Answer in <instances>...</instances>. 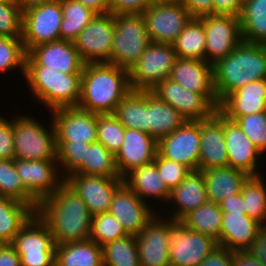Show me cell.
<instances>
[{"label":"cell","instance_id":"cell-12","mask_svg":"<svg viewBox=\"0 0 266 266\" xmlns=\"http://www.w3.org/2000/svg\"><path fill=\"white\" fill-rule=\"evenodd\" d=\"M114 14H97L73 41L84 63H103L111 59Z\"/></svg>","mask_w":266,"mask_h":266},{"label":"cell","instance_id":"cell-40","mask_svg":"<svg viewBox=\"0 0 266 266\" xmlns=\"http://www.w3.org/2000/svg\"><path fill=\"white\" fill-rule=\"evenodd\" d=\"M75 173L120 177L115 163V155L98 141L89 145L83 165Z\"/></svg>","mask_w":266,"mask_h":266},{"label":"cell","instance_id":"cell-26","mask_svg":"<svg viewBox=\"0 0 266 266\" xmlns=\"http://www.w3.org/2000/svg\"><path fill=\"white\" fill-rule=\"evenodd\" d=\"M266 79L249 82L228 94L220 103L218 111L228 119L266 112Z\"/></svg>","mask_w":266,"mask_h":266},{"label":"cell","instance_id":"cell-38","mask_svg":"<svg viewBox=\"0 0 266 266\" xmlns=\"http://www.w3.org/2000/svg\"><path fill=\"white\" fill-rule=\"evenodd\" d=\"M0 196H4L25 205L34 212L39 201L24 187L15 170V158L0 159Z\"/></svg>","mask_w":266,"mask_h":266},{"label":"cell","instance_id":"cell-16","mask_svg":"<svg viewBox=\"0 0 266 266\" xmlns=\"http://www.w3.org/2000/svg\"><path fill=\"white\" fill-rule=\"evenodd\" d=\"M109 212L128 235L137 236L158 213L150 201H142L125 183L114 193Z\"/></svg>","mask_w":266,"mask_h":266},{"label":"cell","instance_id":"cell-18","mask_svg":"<svg viewBox=\"0 0 266 266\" xmlns=\"http://www.w3.org/2000/svg\"><path fill=\"white\" fill-rule=\"evenodd\" d=\"M86 204L91 215L109 212L115 191L124 183L121 177L73 173L65 179Z\"/></svg>","mask_w":266,"mask_h":266},{"label":"cell","instance_id":"cell-62","mask_svg":"<svg viewBox=\"0 0 266 266\" xmlns=\"http://www.w3.org/2000/svg\"><path fill=\"white\" fill-rule=\"evenodd\" d=\"M5 243H3L1 240H0V248L4 245Z\"/></svg>","mask_w":266,"mask_h":266},{"label":"cell","instance_id":"cell-54","mask_svg":"<svg viewBox=\"0 0 266 266\" xmlns=\"http://www.w3.org/2000/svg\"><path fill=\"white\" fill-rule=\"evenodd\" d=\"M246 251L266 266V226H263Z\"/></svg>","mask_w":266,"mask_h":266},{"label":"cell","instance_id":"cell-46","mask_svg":"<svg viewBox=\"0 0 266 266\" xmlns=\"http://www.w3.org/2000/svg\"><path fill=\"white\" fill-rule=\"evenodd\" d=\"M26 55L22 38L0 36V73L19 68L24 77Z\"/></svg>","mask_w":266,"mask_h":266},{"label":"cell","instance_id":"cell-45","mask_svg":"<svg viewBox=\"0 0 266 266\" xmlns=\"http://www.w3.org/2000/svg\"><path fill=\"white\" fill-rule=\"evenodd\" d=\"M127 235L123 226L110 212L92 216L91 235L89 239L97 243L100 247Z\"/></svg>","mask_w":266,"mask_h":266},{"label":"cell","instance_id":"cell-32","mask_svg":"<svg viewBox=\"0 0 266 266\" xmlns=\"http://www.w3.org/2000/svg\"><path fill=\"white\" fill-rule=\"evenodd\" d=\"M55 266H103L102 247L90 239L56 245Z\"/></svg>","mask_w":266,"mask_h":266},{"label":"cell","instance_id":"cell-22","mask_svg":"<svg viewBox=\"0 0 266 266\" xmlns=\"http://www.w3.org/2000/svg\"><path fill=\"white\" fill-rule=\"evenodd\" d=\"M200 128L199 170L228 167L224 116L217 110L210 118L198 121Z\"/></svg>","mask_w":266,"mask_h":266},{"label":"cell","instance_id":"cell-55","mask_svg":"<svg viewBox=\"0 0 266 266\" xmlns=\"http://www.w3.org/2000/svg\"><path fill=\"white\" fill-rule=\"evenodd\" d=\"M243 0H213V14L239 17Z\"/></svg>","mask_w":266,"mask_h":266},{"label":"cell","instance_id":"cell-1","mask_svg":"<svg viewBox=\"0 0 266 266\" xmlns=\"http://www.w3.org/2000/svg\"><path fill=\"white\" fill-rule=\"evenodd\" d=\"M35 214L48 227L56 245L90 238L92 215L66 182L52 195L39 201Z\"/></svg>","mask_w":266,"mask_h":266},{"label":"cell","instance_id":"cell-36","mask_svg":"<svg viewBox=\"0 0 266 266\" xmlns=\"http://www.w3.org/2000/svg\"><path fill=\"white\" fill-rule=\"evenodd\" d=\"M172 45L179 58L206 61V34L201 19L192 17Z\"/></svg>","mask_w":266,"mask_h":266},{"label":"cell","instance_id":"cell-42","mask_svg":"<svg viewBox=\"0 0 266 266\" xmlns=\"http://www.w3.org/2000/svg\"><path fill=\"white\" fill-rule=\"evenodd\" d=\"M263 173L250 176L242 187L246 215L266 226V185Z\"/></svg>","mask_w":266,"mask_h":266},{"label":"cell","instance_id":"cell-60","mask_svg":"<svg viewBox=\"0 0 266 266\" xmlns=\"http://www.w3.org/2000/svg\"><path fill=\"white\" fill-rule=\"evenodd\" d=\"M54 0H16L17 4L20 6V8L24 11L30 7L44 4L47 2H51Z\"/></svg>","mask_w":266,"mask_h":266},{"label":"cell","instance_id":"cell-10","mask_svg":"<svg viewBox=\"0 0 266 266\" xmlns=\"http://www.w3.org/2000/svg\"><path fill=\"white\" fill-rule=\"evenodd\" d=\"M63 19L61 0H54L23 11L22 41L28 53L40 44L60 40Z\"/></svg>","mask_w":266,"mask_h":266},{"label":"cell","instance_id":"cell-41","mask_svg":"<svg viewBox=\"0 0 266 266\" xmlns=\"http://www.w3.org/2000/svg\"><path fill=\"white\" fill-rule=\"evenodd\" d=\"M103 266H140L136 236L127 235L102 246Z\"/></svg>","mask_w":266,"mask_h":266},{"label":"cell","instance_id":"cell-34","mask_svg":"<svg viewBox=\"0 0 266 266\" xmlns=\"http://www.w3.org/2000/svg\"><path fill=\"white\" fill-rule=\"evenodd\" d=\"M35 212L19 201L0 196V240L11 244Z\"/></svg>","mask_w":266,"mask_h":266},{"label":"cell","instance_id":"cell-3","mask_svg":"<svg viewBox=\"0 0 266 266\" xmlns=\"http://www.w3.org/2000/svg\"><path fill=\"white\" fill-rule=\"evenodd\" d=\"M214 88L219 103L238 88L266 79V45L241 43L213 64Z\"/></svg>","mask_w":266,"mask_h":266},{"label":"cell","instance_id":"cell-52","mask_svg":"<svg viewBox=\"0 0 266 266\" xmlns=\"http://www.w3.org/2000/svg\"><path fill=\"white\" fill-rule=\"evenodd\" d=\"M199 266H233L232 250L218 245Z\"/></svg>","mask_w":266,"mask_h":266},{"label":"cell","instance_id":"cell-31","mask_svg":"<svg viewBox=\"0 0 266 266\" xmlns=\"http://www.w3.org/2000/svg\"><path fill=\"white\" fill-rule=\"evenodd\" d=\"M185 121L172 106L147 91L148 134L157 142L177 130Z\"/></svg>","mask_w":266,"mask_h":266},{"label":"cell","instance_id":"cell-9","mask_svg":"<svg viewBox=\"0 0 266 266\" xmlns=\"http://www.w3.org/2000/svg\"><path fill=\"white\" fill-rule=\"evenodd\" d=\"M142 15L150 41L169 44L192 18L179 0H154Z\"/></svg>","mask_w":266,"mask_h":266},{"label":"cell","instance_id":"cell-17","mask_svg":"<svg viewBox=\"0 0 266 266\" xmlns=\"http://www.w3.org/2000/svg\"><path fill=\"white\" fill-rule=\"evenodd\" d=\"M55 128L56 141L72 143L97 142V113L76 107H65L50 111Z\"/></svg>","mask_w":266,"mask_h":266},{"label":"cell","instance_id":"cell-33","mask_svg":"<svg viewBox=\"0 0 266 266\" xmlns=\"http://www.w3.org/2000/svg\"><path fill=\"white\" fill-rule=\"evenodd\" d=\"M239 19L242 41L266 45V0H243Z\"/></svg>","mask_w":266,"mask_h":266},{"label":"cell","instance_id":"cell-44","mask_svg":"<svg viewBox=\"0 0 266 266\" xmlns=\"http://www.w3.org/2000/svg\"><path fill=\"white\" fill-rule=\"evenodd\" d=\"M89 145V143L83 142L56 141L57 162L60 172L63 171L61 176L64 179L75 173L83 165Z\"/></svg>","mask_w":266,"mask_h":266},{"label":"cell","instance_id":"cell-29","mask_svg":"<svg viewBox=\"0 0 266 266\" xmlns=\"http://www.w3.org/2000/svg\"><path fill=\"white\" fill-rule=\"evenodd\" d=\"M203 172L209 202L221 203L224 199L241 193L248 174L232 167H219Z\"/></svg>","mask_w":266,"mask_h":266},{"label":"cell","instance_id":"cell-14","mask_svg":"<svg viewBox=\"0 0 266 266\" xmlns=\"http://www.w3.org/2000/svg\"><path fill=\"white\" fill-rule=\"evenodd\" d=\"M150 91L177 110L186 121L208 119L218 109L205 95L191 92L170 79L159 82Z\"/></svg>","mask_w":266,"mask_h":266},{"label":"cell","instance_id":"cell-47","mask_svg":"<svg viewBox=\"0 0 266 266\" xmlns=\"http://www.w3.org/2000/svg\"><path fill=\"white\" fill-rule=\"evenodd\" d=\"M235 121L250 141L265 154L266 152V112L240 116Z\"/></svg>","mask_w":266,"mask_h":266},{"label":"cell","instance_id":"cell-23","mask_svg":"<svg viewBox=\"0 0 266 266\" xmlns=\"http://www.w3.org/2000/svg\"><path fill=\"white\" fill-rule=\"evenodd\" d=\"M194 93L205 95L217 108L213 65L202 60L177 57L169 78Z\"/></svg>","mask_w":266,"mask_h":266},{"label":"cell","instance_id":"cell-61","mask_svg":"<svg viewBox=\"0 0 266 266\" xmlns=\"http://www.w3.org/2000/svg\"><path fill=\"white\" fill-rule=\"evenodd\" d=\"M0 2H16V0H0Z\"/></svg>","mask_w":266,"mask_h":266},{"label":"cell","instance_id":"cell-30","mask_svg":"<svg viewBox=\"0 0 266 266\" xmlns=\"http://www.w3.org/2000/svg\"><path fill=\"white\" fill-rule=\"evenodd\" d=\"M123 181L142 201L147 202V198H155L165 204L169 201L171 191L159 175L154 162L133 169Z\"/></svg>","mask_w":266,"mask_h":266},{"label":"cell","instance_id":"cell-24","mask_svg":"<svg viewBox=\"0 0 266 266\" xmlns=\"http://www.w3.org/2000/svg\"><path fill=\"white\" fill-rule=\"evenodd\" d=\"M158 142L148 133L125 128L124 142L115 154V163L121 178L142 165L154 161Z\"/></svg>","mask_w":266,"mask_h":266},{"label":"cell","instance_id":"cell-13","mask_svg":"<svg viewBox=\"0 0 266 266\" xmlns=\"http://www.w3.org/2000/svg\"><path fill=\"white\" fill-rule=\"evenodd\" d=\"M206 34V62L215 64L242 41L240 19L234 15L211 14L199 17Z\"/></svg>","mask_w":266,"mask_h":266},{"label":"cell","instance_id":"cell-25","mask_svg":"<svg viewBox=\"0 0 266 266\" xmlns=\"http://www.w3.org/2000/svg\"><path fill=\"white\" fill-rule=\"evenodd\" d=\"M225 144L229 167L240 170L249 176H260L258 171L261 151L250 141L239 125L224 116Z\"/></svg>","mask_w":266,"mask_h":266},{"label":"cell","instance_id":"cell-28","mask_svg":"<svg viewBox=\"0 0 266 266\" xmlns=\"http://www.w3.org/2000/svg\"><path fill=\"white\" fill-rule=\"evenodd\" d=\"M262 228L246 213H222L220 246L232 251L246 250Z\"/></svg>","mask_w":266,"mask_h":266},{"label":"cell","instance_id":"cell-2","mask_svg":"<svg viewBox=\"0 0 266 266\" xmlns=\"http://www.w3.org/2000/svg\"><path fill=\"white\" fill-rule=\"evenodd\" d=\"M130 91L129 71L108 62L85 63L78 107L97 114L114 113Z\"/></svg>","mask_w":266,"mask_h":266},{"label":"cell","instance_id":"cell-58","mask_svg":"<svg viewBox=\"0 0 266 266\" xmlns=\"http://www.w3.org/2000/svg\"><path fill=\"white\" fill-rule=\"evenodd\" d=\"M233 266H265L246 250L232 251Z\"/></svg>","mask_w":266,"mask_h":266},{"label":"cell","instance_id":"cell-37","mask_svg":"<svg viewBox=\"0 0 266 266\" xmlns=\"http://www.w3.org/2000/svg\"><path fill=\"white\" fill-rule=\"evenodd\" d=\"M189 230L212 238L220 246L222 211L219 204L207 202L181 220Z\"/></svg>","mask_w":266,"mask_h":266},{"label":"cell","instance_id":"cell-35","mask_svg":"<svg viewBox=\"0 0 266 266\" xmlns=\"http://www.w3.org/2000/svg\"><path fill=\"white\" fill-rule=\"evenodd\" d=\"M113 114L125 128L148 133L147 91L131 90Z\"/></svg>","mask_w":266,"mask_h":266},{"label":"cell","instance_id":"cell-20","mask_svg":"<svg viewBox=\"0 0 266 266\" xmlns=\"http://www.w3.org/2000/svg\"><path fill=\"white\" fill-rule=\"evenodd\" d=\"M84 64L74 43L66 40L33 47L25 59V66H43L66 74H82Z\"/></svg>","mask_w":266,"mask_h":266},{"label":"cell","instance_id":"cell-6","mask_svg":"<svg viewBox=\"0 0 266 266\" xmlns=\"http://www.w3.org/2000/svg\"><path fill=\"white\" fill-rule=\"evenodd\" d=\"M141 14H115L111 59L108 63L130 71L150 44Z\"/></svg>","mask_w":266,"mask_h":266},{"label":"cell","instance_id":"cell-56","mask_svg":"<svg viewBox=\"0 0 266 266\" xmlns=\"http://www.w3.org/2000/svg\"><path fill=\"white\" fill-rule=\"evenodd\" d=\"M219 207L222 213H246L242 193L224 199Z\"/></svg>","mask_w":266,"mask_h":266},{"label":"cell","instance_id":"cell-8","mask_svg":"<svg viewBox=\"0 0 266 266\" xmlns=\"http://www.w3.org/2000/svg\"><path fill=\"white\" fill-rule=\"evenodd\" d=\"M11 245L20 256L21 266H55L53 235L36 214L20 229Z\"/></svg>","mask_w":266,"mask_h":266},{"label":"cell","instance_id":"cell-11","mask_svg":"<svg viewBox=\"0 0 266 266\" xmlns=\"http://www.w3.org/2000/svg\"><path fill=\"white\" fill-rule=\"evenodd\" d=\"M171 266H199L218 246L210 237L189 230L181 220L168 218Z\"/></svg>","mask_w":266,"mask_h":266},{"label":"cell","instance_id":"cell-49","mask_svg":"<svg viewBox=\"0 0 266 266\" xmlns=\"http://www.w3.org/2000/svg\"><path fill=\"white\" fill-rule=\"evenodd\" d=\"M153 162L156 164L159 175L170 191L179 185L192 171L184 164L162 157L158 152Z\"/></svg>","mask_w":266,"mask_h":266},{"label":"cell","instance_id":"cell-48","mask_svg":"<svg viewBox=\"0 0 266 266\" xmlns=\"http://www.w3.org/2000/svg\"><path fill=\"white\" fill-rule=\"evenodd\" d=\"M23 10L17 2H0V36L22 37Z\"/></svg>","mask_w":266,"mask_h":266},{"label":"cell","instance_id":"cell-43","mask_svg":"<svg viewBox=\"0 0 266 266\" xmlns=\"http://www.w3.org/2000/svg\"><path fill=\"white\" fill-rule=\"evenodd\" d=\"M97 141L116 154L124 142L125 127L113 113L97 114Z\"/></svg>","mask_w":266,"mask_h":266},{"label":"cell","instance_id":"cell-59","mask_svg":"<svg viewBox=\"0 0 266 266\" xmlns=\"http://www.w3.org/2000/svg\"><path fill=\"white\" fill-rule=\"evenodd\" d=\"M83 3L87 8L96 14H105L109 12V0H77Z\"/></svg>","mask_w":266,"mask_h":266},{"label":"cell","instance_id":"cell-51","mask_svg":"<svg viewBox=\"0 0 266 266\" xmlns=\"http://www.w3.org/2000/svg\"><path fill=\"white\" fill-rule=\"evenodd\" d=\"M154 0H109L112 14H141Z\"/></svg>","mask_w":266,"mask_h":266},{"label":"cell","instance_id":"cell-57","mask_svg":"<svg viewBox=\"0 0 266 266\" xmlns=\"http://www.w3.org/2000/svg\"><path fill=\"white\" fill-rule=\"evenodd\" d=\"M0 266H21L20 256L11 244H4L0 248Z\"/></svg>","mask_w":266,"mask_h":266},{"label":"cell","instance_id":"cell-15","mask_svg":"<svg viewBox=\"0 0 266 266\" xmlns=\"http://www.w3.org/2000/svg\"><path fill=\"white\" fill-rule=\"evenodd\" d=\"M157 152L164 158L199 170L200 128L198 121H185L177 130L158 141Z\"/></svg>","mask_w":266,"mask_h":266},{"label":"cell","instance_id":"cell-53","mask_svg":"<svg viewBox=\"0 0 266 266\" xmlns=\"http://www.w3.org/2000/svg\"><path fill=\"white\" fill-rule=\"evenodd\" d=\"M192 17L213 14V0H179Z\"/></svg>","mask_w":266,"mask_h":266},{"label":"cell","instance_id":"cell-7","mask_svg":"<svg viewBox=\"0 0 266 266\" xmlns=\"http://www.w3.org/2000/svg\"><path fill=\"white\" fill-rule=\"evenodd\" d=\"M176 59L172 44L151 41L129 71L131 90L150 91L168 79Z\"/></svg>","mask_w":266,"mask_h":266},{"label":"cell","instance_id":"cell-5","mask_svg":"<svg viewBox=\"0 0 266 266\" xmlns=\"http://www.w3.org/2000/svg\"><path fill=\"white\" fill-rule=\"evenodd\" d=\"M34 117L13 116L14 158L21 160H57L54 124L49 129Z\"/></svg>","mask_w":266,"mask_h":266},{"label":"cell","instance_id":"cell-19","mask_svg":"<svg viewBox=\"0 0 266 266\" xmlns=\"http://www.w3.org/2000/svg\"><path fill=\"white\" fill-rule=\"evenodd\" d=\"M15 170L24 187L38 200L52 195L64 182L57 160L15 158Z\"/></svg>","mask_w":266,"mask_h":266},{"label":"cell","instance_id":"cell-4","mask_svg":"<svg viewBox=\"0 0 266 266\" xmlns=\"http://www.w3.org/2000/svg\"><path fill=\"white\" fill-rule=\"evenodd\" d=\"M24 77L33 97L49 111L78 106L81 74H66L43 66H25Z\"/></svg>","mask_w":266,"mask_h":266},{"label":"cell","instance_id":"cell-50","mask_svg":"<svg viewBox=\"0 0 266 266\" xmlns=\"http://www.w3.org/2000/svg\"><path fill=\"white\" fill-rule=\"evenodd\" d=\"M14 158L13 118L0 115V159Z\"/></svg>","mask_w":266,"mask_h":266},{"label":"cell","instance_id":"cell-39","mask_svg":"<svg viewBox=\"0 0 266 266\" xmlns=\"http://www.w3.org/2000/svg\"><path fill=\"white\" fill-rule=\"evenodd\" d=\"M61 7L60 40L73 42L97 14L77 0H61Z\"/></svg>","mask_w":266,"mask_h":266},{"label":"cell","instance_id":"cell-21","mask_svg":"<svg viewBox=\"0 0 266 266\" xmlns=\"http://www.w3.org/2000/svg\"><path fill=\"white\" fill-rule=\"evenodd\" d=\"M140 266H171L168 218L156 214L136 236Z\"/></svg>","mask_w":266,"mask_h":266},{"label":"cell","instance_id":"cell-27","mask_svg":"<svg viewBox=\"0 0 266 266\" xmlns=\"http://www.w3.org/2000/svg\"><path fill=\"white\" fill-rule=\"evenodd\" d=\"M169 204H172L170 211L172 215L166 218L182 220L194 209L208 202L203 172L200 170L191 171L185 179L177 185L170 193Z\"/></svg>","mask_w":266,"mask_h":266}]
</instances>
